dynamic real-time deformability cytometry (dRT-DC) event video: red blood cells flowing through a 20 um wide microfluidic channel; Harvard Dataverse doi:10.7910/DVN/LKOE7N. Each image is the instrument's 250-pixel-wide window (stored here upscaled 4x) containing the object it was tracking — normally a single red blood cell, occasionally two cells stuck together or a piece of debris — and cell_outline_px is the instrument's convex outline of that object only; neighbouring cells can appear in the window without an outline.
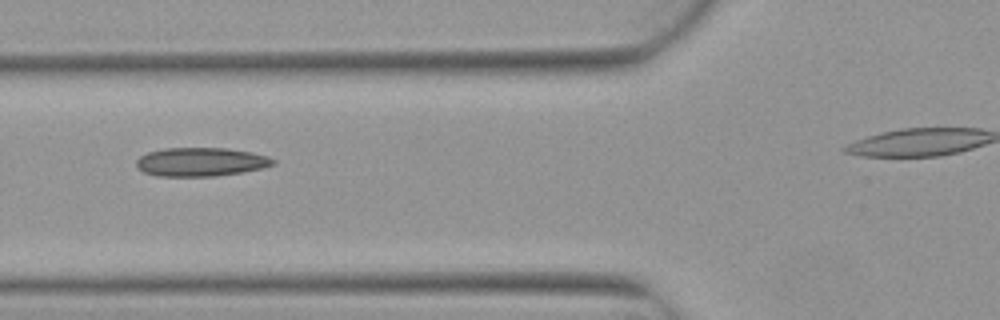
{"species": "Egyptian fruit bat (a non-hibernating species)", "species_latin": "Rousettus aegyptiacus", "temperature_condition": "warm", "stored_images_in_passage": 7, "segment_of_instrument_passage": [1, 2], "camera_frame_rate_fps": 3000, "um_per_image_px": 0.085, "animal": {"sex": "female"}, "frame": {"image": 1, "passage_image": 4, "time_ms": 1.0, "image_size_px": [1000, 320], "cell_outline_px": [[276, 164], [264, 168], [240, 172], [212, 176], [156, 176], [144, 172], [136, 168], [136, 160], [140, 156], [148, 152], [164, 148], [228, 148], [252, 152], [268, 156], [276, 160]], "centroid_in_image_um": [17.07, 13.76], "position_along_channel_um": 108.7, "area_um2": 23.0}}
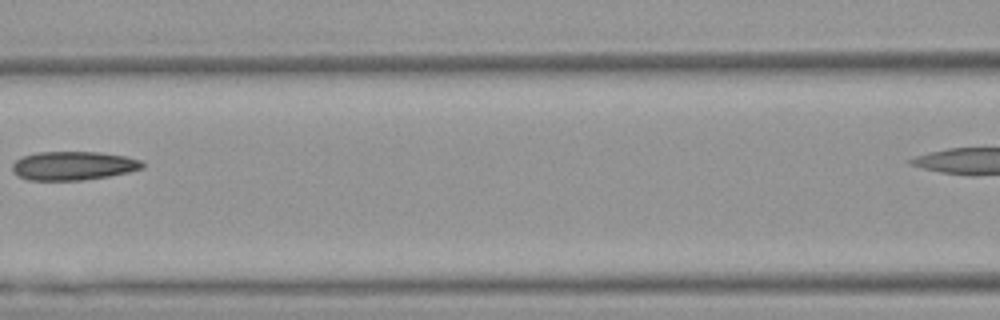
{"frame": {"image": 2, "passage_image": 5, "time_ms": 1.333, "image_size_px": [1000, 320], "cell_outline_px": [[144, 168], [128, 172], [108, 176], [84, 180], [28, 180], [16, 176], [12, 172], [12, 164], [16, 160], [24, 156], [36, 152], [100, 152], [124, 156], [140, 160], [144, 164]], "centroid_in_image_um": [6.19, 14.09], "position_along_channel_um": 160.4, "area_um2": 21.85}}
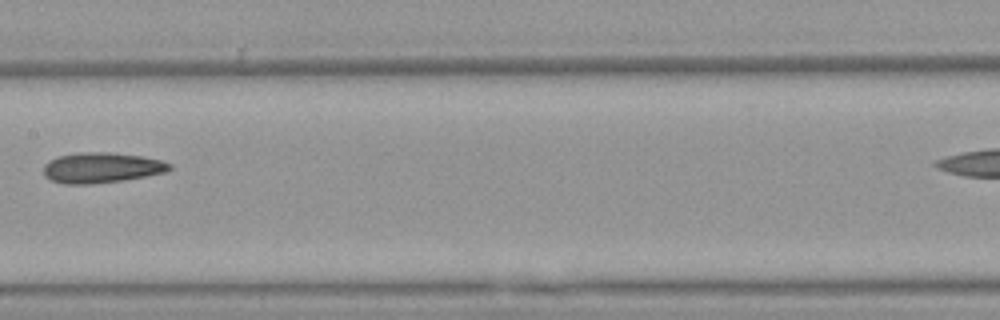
{"frame": {"image": 3, "passage_image": 6, "time_ms": 1.667, "image_size_px": [1000, 320], "cell_outline_px": [[172, 168], [168, 172], [148, 176], [124, 180], [92, 184], [64, 184], [52, 180], [44, 176], [44, 164], [60, 156], [80, 152], [112, 152], [144, 156], [160, 160], [172, 164]], "centroid_in_image_um": [8.69, 14.26], "position_along_channel_um": 198.7, "area_um2": 22.48}}